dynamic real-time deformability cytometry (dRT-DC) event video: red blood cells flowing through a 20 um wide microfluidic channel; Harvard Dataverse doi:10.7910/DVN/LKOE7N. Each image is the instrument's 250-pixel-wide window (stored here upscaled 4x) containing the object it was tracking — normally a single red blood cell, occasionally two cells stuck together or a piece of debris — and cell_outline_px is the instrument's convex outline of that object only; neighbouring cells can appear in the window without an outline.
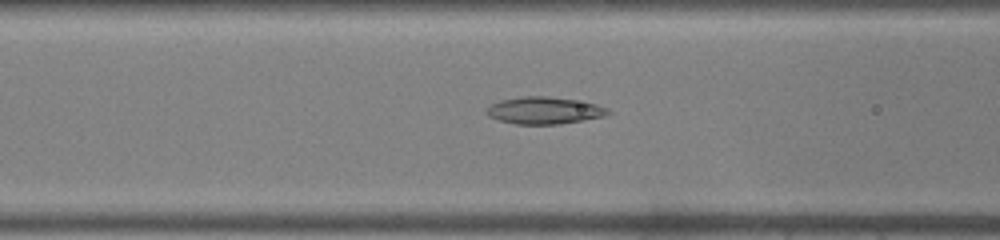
{"species": "common noctule bat (a hibernating species)", "species_latin": "Nyctalus noctula", "temperature_condition": "warm", "stored_images_in_passage": 39, "camera_frame_rate_fps": 3000, "um_per_image_px": 0.085, "animal": {"sex": "male", "body_mass_g": 19.0, "forearm_length_mm": 50.8}, "frame": {"image": 1, "passage_image": 16, "time_ms": 5.0, "image_size_px": [1000, 240], "cell_outline_px": [[612, 112], [604, 116], [560, 124], [516, 124], [500, 120], [488, 116], [484, 112], [492, 104], [500, 100], [524, 96], [548, 96], [596, 104], [608, 108]], "centroid_in_image_um": [46.25, 9.39], "position_along_channel_um": 120.4, "area_um2": 18.96}}
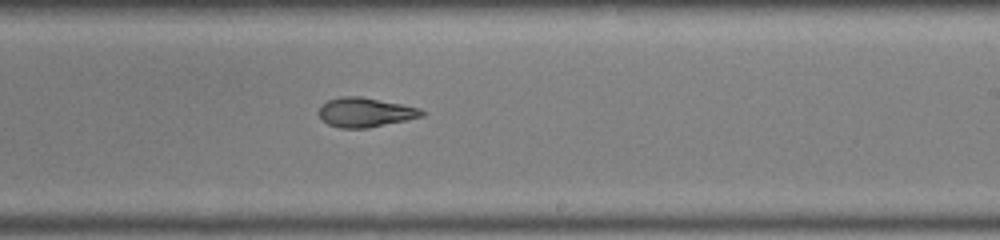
{"frame": {"image": 2, "passage_image": 25, "time_ms": 8.0, "image_size_px": [1000, 240], "cell_outline_px": [[424, 116], [368, 128], [340, 128], [328, 124], [320, 116], [320, 104], [328, 100], [340, 96], [360, 96], [420, 108], [424, 112]], "centroid_in_image_um": [31.03, 9.54], "position_along_channel_um": 258.0, "area_um2": 17.46}}
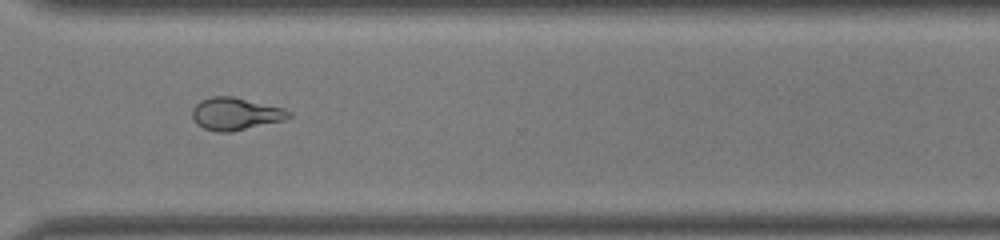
{"frame": {"image": 3, "passage_image": 31, "time_ms": 10.0, "image_size_px": [1000, 240], "cell_outline_px": [[292, 116], [284, 120], [232, 132], [216, 132], [204, 128], [196, 124], [192, 116], [192, 108], [200, 100], [212, 96], [232, 96], [284, 108], [292, 112]], "centroid_in_image_um": [20.01, 9.68], "position_along_channel_um": 350.6, "area_um2": 18.38}}